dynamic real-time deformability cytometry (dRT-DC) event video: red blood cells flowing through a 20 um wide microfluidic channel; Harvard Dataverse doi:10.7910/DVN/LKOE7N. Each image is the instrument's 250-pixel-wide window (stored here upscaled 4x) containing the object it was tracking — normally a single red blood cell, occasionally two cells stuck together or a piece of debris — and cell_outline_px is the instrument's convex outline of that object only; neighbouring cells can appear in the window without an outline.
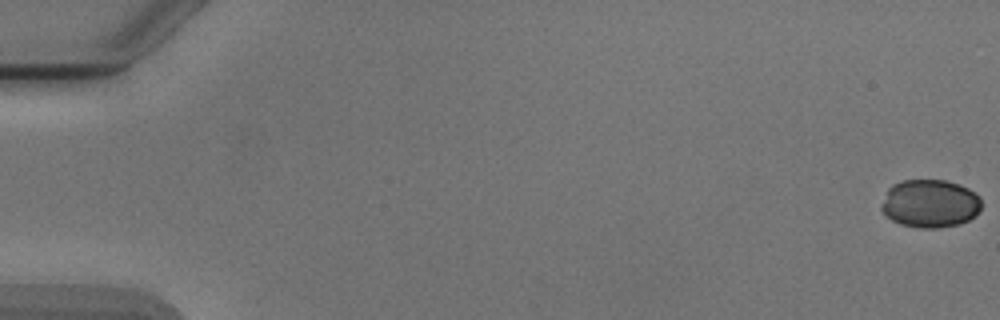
{"species": "Egyptian fruit bat (a non-hibernating species)", "species_latin": "Rousettus aegyptiacus", "temperature_condition": "cold", "stored_images_in_passage": 53, "camera_frame_rate_fps": 3000, "um_per_image_px": 0.085, "animal": {"sex": "male"}, "frame": {"image": 1, "passage_image": 1, "time_ms": 0.0, "image_size_px": [1000, 320], "cell_outline_px": [[980, 208], [976, 216], [960, 224], [936, 228], [920, 228], [900, 224], [892, 220], [880, 208], [880, 204], [888, 188], [892, 184], [904, 180], [944, 180], [968, 188], [976, 192], [980, 196]], "centroid_in_image_um": [79.04, 17.3], "position_along_channel_um": 6.0, "area_um2": 28.15}}
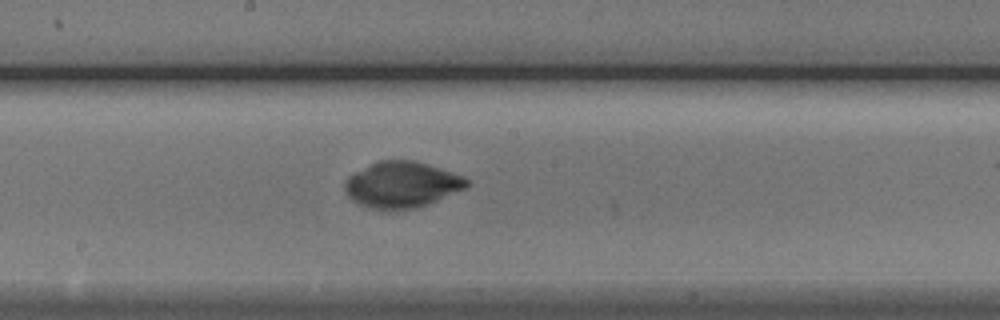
{"frame": {"image": 2, "passage_image": 30, "time_ms": 9.667, "image_size_px": [1000, 320], "cell_outline_px": [[472, 184], [468, 188], [428, 204], [412, 208], [388, 212], [368, 208], [352, 200], [348, 196], [344, 188], [344, 180], [348, 176], [380, 160], [412, 160], [428, 164], [464, 176]], "centroid_in_image_um": [34.17, 15.72], "position_along_channel_um": 214.0, "area_um2": 33.12}}
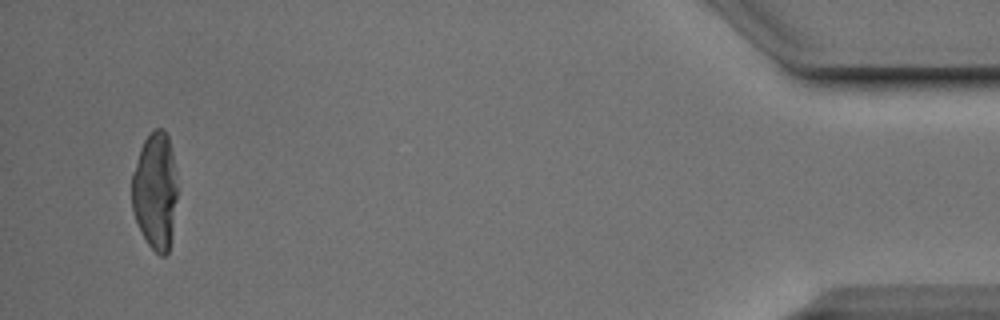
{"frame": {"image": 3, "passage_image": 52, "time_ms": 17.0, "image_size_px": [1000, 320], "cell_outline_px": [[176, 200], [172, 232], [168, 252], [164, 256], [160, 256], [148, 244], [140, 232], [132, 208], [132, 172], [140, 148], [144, 140], [156, 128], [164, 128], [168, 136], [172, 152], [176, 188]], "centroid_in_image_um": [13.17, 16.24], "position_along_channel_um": 422.0, "area_um2": 30.81}}